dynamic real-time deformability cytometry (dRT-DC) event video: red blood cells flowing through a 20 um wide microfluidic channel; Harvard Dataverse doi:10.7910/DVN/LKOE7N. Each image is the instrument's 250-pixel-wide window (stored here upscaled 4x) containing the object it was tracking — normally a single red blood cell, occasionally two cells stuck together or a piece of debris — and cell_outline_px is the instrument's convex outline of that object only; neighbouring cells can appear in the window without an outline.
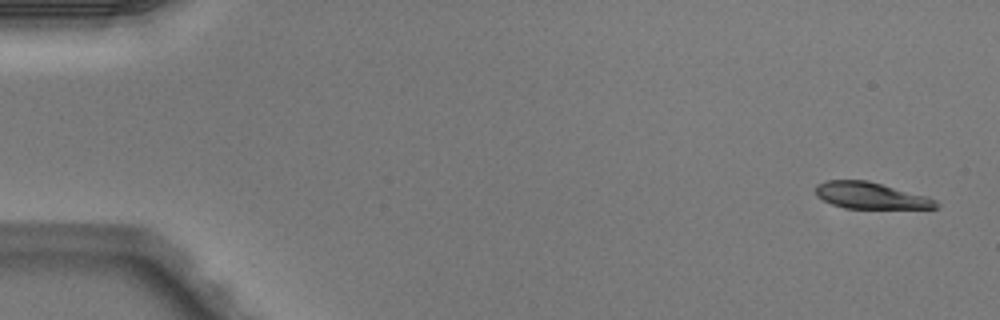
{"species": "Egyptian fruit bat (a non-hibernating species)", "species_latin": "Rousettus aegyptiacus", "temperature_condition": "warm", "stored_images_in_passage": 5, "camera_frame_rate_fps": 3000, "um_per_image_px": 0.085, "animal": {"sex": "male"}, "frame": {"image": 1, "passage_image": 5, "time_ms": 1.333, "image_size_px": [1000, 320], "cell_outline_px": [[940, 204], [936, 208], [844, 208], [832, 204], [816, 196], [816, 184], [828, 180], [868, 180], [928, 196], [936, 200]], "centroid_in_image_um": [74.02, 16.62], "position_along_channel_um": 11.0, "area_um2": 18.61}}